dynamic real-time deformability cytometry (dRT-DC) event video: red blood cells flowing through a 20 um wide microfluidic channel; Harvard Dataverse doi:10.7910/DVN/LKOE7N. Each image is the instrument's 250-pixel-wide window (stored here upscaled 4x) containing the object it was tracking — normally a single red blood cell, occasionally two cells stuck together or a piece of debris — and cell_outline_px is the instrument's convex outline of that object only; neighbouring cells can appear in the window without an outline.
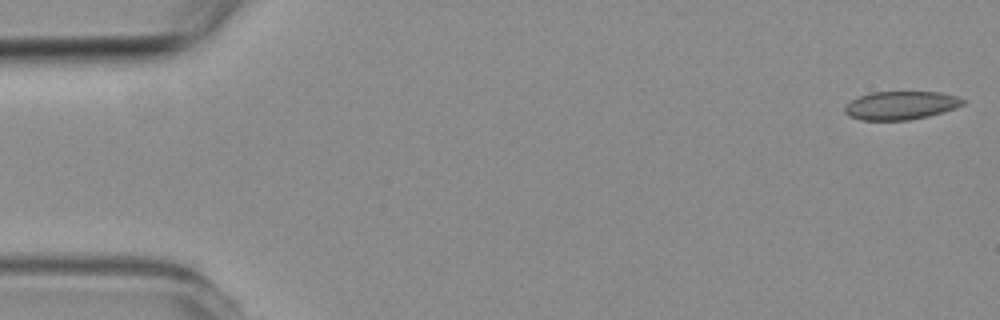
{"species": "common noctule bat (a hibernating species)", "species_latin": "Nyctalus noctula", "temperature_condition": "room temperature", "stored_images_in_passage": 4, "camera_frame_rate_fps": 3000, "um_per_image_px": 0.085, "animal": {"sex": "female", "body_mass_g": 19.3, "forearm_length_mm": 54.1}, "frame": {"image": 1, "passage_image": 1, "time_ms": 0.0, "image_size_px": [1000, 320], "cell_outline_px": [[968, 100], [964, 104], [956, 108], [944, 112], [928, 116], [908, 120], [860, 120], [848, 116], [844, 112], [844, 108], [852, 100], [860, 96], [872, 92], [940, 92], [956, 96]], "centroid_in_image_um": [76.6, 8.96], "position_along_channel_um": 8.4, "area_um2": 19.59}}
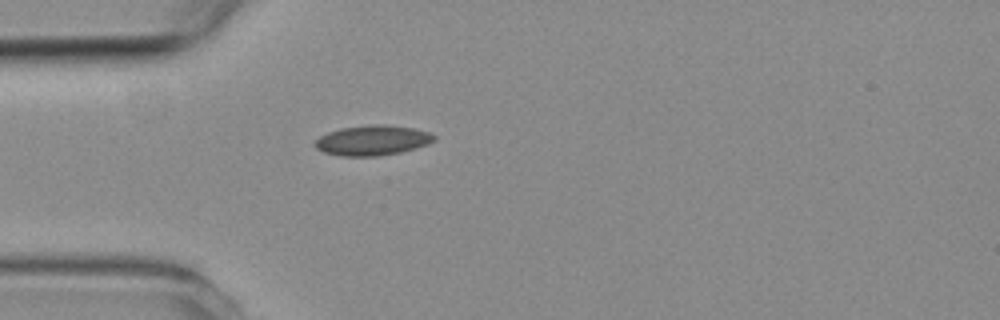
{"frame": {"image": 2, "passage_image": 4, "time_ms": 4.333, "image_size_px": [1000, 320], "cell_outline_px": [[436, 140], [428, 144], [416, 148], [400, 152], [380, 156], [340, 156], [324, 152], [316, 148], [312, 144], [320, 136], [328, 132], [340, 128], [380, 124], [412, 128], [428, 132], [436, 136]], "centroid_in_image_um": [31.65, 11.94], "position_along_channel_um": 53.4, "area_um2": 20.81}}